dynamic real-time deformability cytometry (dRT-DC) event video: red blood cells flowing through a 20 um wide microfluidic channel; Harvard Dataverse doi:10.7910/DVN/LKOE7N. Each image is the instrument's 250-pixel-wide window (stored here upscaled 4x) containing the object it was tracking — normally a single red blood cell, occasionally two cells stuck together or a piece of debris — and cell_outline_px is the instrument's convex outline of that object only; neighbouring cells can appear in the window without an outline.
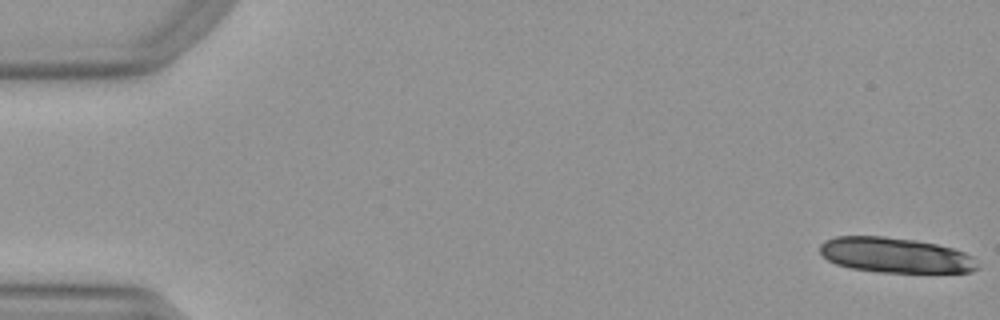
{"species": "Egyptian fruit bat (a non-hibernating species)", "species_latin": "Rousettus aegyptiacus", "temperature_condition": "warm", "stored_images_in_passage": 23, "camera_frame_rate_fps": 3000, "um_per_image_px": 0.085, "animal": {"sex": "female"}, "frame": {"image": 1, "passage_image": 1, "time_ms": 0.0, "image_size_px": [1000, 320], "cell_outline_px": [[980, 268], [972, 272], [880, 272], [852, 268], [836, 264], [828, 260], [820, 252], [820, 244], [824, 240], [836, 236], [884, 236], [916, 240], [936, 244], [952, 248], [964, 252], [972, 256]], "centroid_in_image_um": [76.1, 21.68], "position_along_channel_um": 8.9, "area_um2": 32.31}}
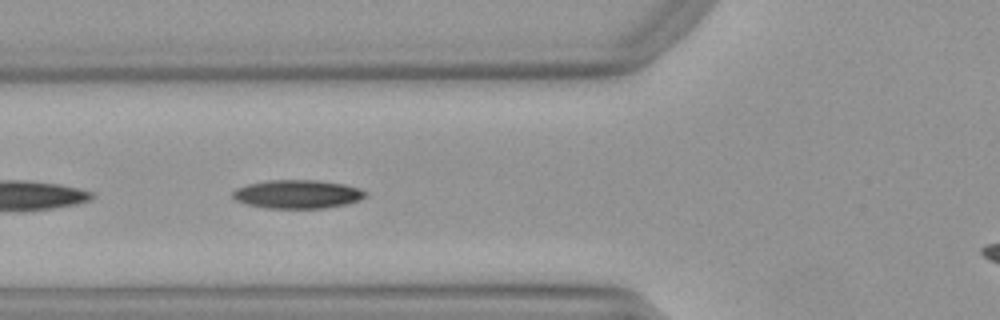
{"frame": {"image": 2, "passage_image": 20, "time_ms": 6.333, "image_size_px": [1000, 320], "cell_outline_px": [[368, 192], [364, 196], [348, 204], [324, 208], [268, 208], [248, 204], [236, 200], [232, 196], [232, 192], [236, 188], [248, 184], [268, 180], [316, 180], [344, 184], [360, 188]], "centroid_in_image_um": [25.28, 16.5], "position_along_channel_um": 100.5, "area_um2": 21.96}}